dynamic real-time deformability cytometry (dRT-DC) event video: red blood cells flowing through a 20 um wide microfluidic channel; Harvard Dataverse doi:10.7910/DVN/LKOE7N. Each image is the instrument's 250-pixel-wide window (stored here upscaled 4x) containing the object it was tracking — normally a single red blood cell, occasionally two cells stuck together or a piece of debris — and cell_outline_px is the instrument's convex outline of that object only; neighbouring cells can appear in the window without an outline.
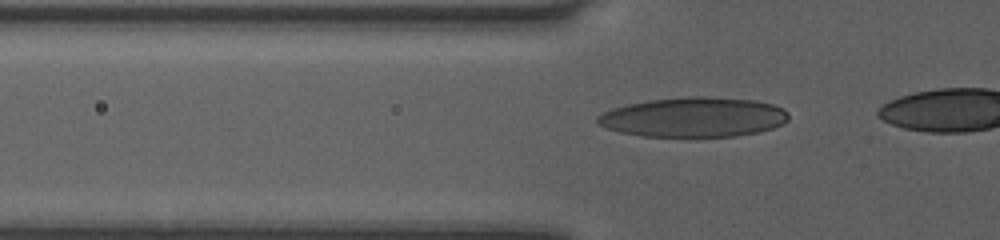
{"species": "human", "species_latin": "Homo sapiens", "temperature_condition": "room temperature", "stored_images_in_passage": 16, "camera_frame_rate_fps": 3000, "um_per_image_px": 0.085, "donor": {"sex": "female"}, "frame": {"image": 1, "passage_image": 13, "time_ms": 4.0, "image_size_px": [1000, 240], "cell_outline_px": [[788, 120], [772, 128], [756, 132], [736, 136], [644, 136], [620, 132], [608, 128], [600, 124], [596, 120], [596, 116], [612, 108], [628, 104], [648, 100], [688, 96], [704, 96], [752, 100], [772, 104], [784, 108], [788, 112]], "centroid_in_image_um": [58.96, 9.95], "position_along_channel_um": 66.8, "area_um2": 43.99}}